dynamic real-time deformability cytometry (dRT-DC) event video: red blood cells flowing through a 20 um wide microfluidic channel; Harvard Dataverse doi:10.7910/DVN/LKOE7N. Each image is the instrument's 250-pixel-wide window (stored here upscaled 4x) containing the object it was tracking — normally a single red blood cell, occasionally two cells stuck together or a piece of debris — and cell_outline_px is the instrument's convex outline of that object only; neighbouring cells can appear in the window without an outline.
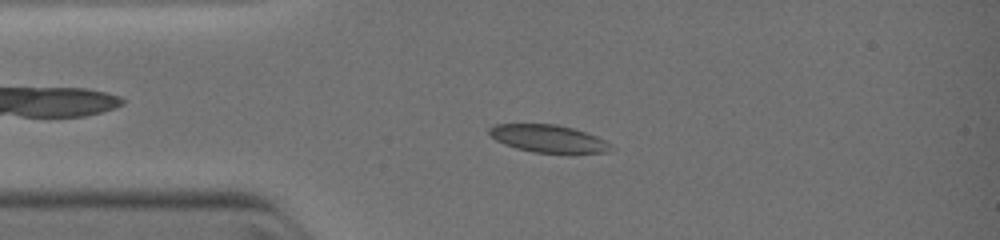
{"species": "common noctule bat (a hibernating species)", "species_latin": "Nyctalus noctula", "temperature_condition": "warm", "stored_images_in_passage": 38, "camera_frame_rate_fps": 3000, "um_per_image_px": 0.085, "animal": {"sex": "female", "body_mass_g": 19.0, "forearm_length_mm": 51.5}, "frame": {"image": 1, "passage_image": 7, "time_ms": 2.333, "image_size_px": [1000, 240], "cell_outline_px": [[616, 148], [608, 152], [532, 152], [516, 148], [504, 144], [496, 140], [488, 132], [488, 128], [492, 124], [556, 124], [572, 128], [596, 136], [604, 140]], "centroid_in_image_um": [46.57, 11.77], "position_along_channel_um": 38.4, "area_um2": 19.31}}
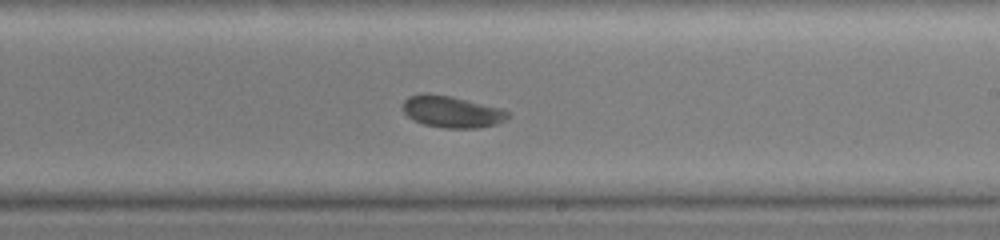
{"frame": {"image": 2, "passage_image": 19, "time_ms": 7.0, "image_size_px": [1000, 240], "cell_outline_px": [[512, 116], [496, 124], [480, 128], [444, 128], [424, 124], [412, 120], [400, 108], [404, 100], [408, 96], [424, 92], [428, 92], [452, 96], [500, 108], [512, 112]], "centroid_in_image_um": [38.39, 9.48], "position_along_channel_um": 250.6, "area_um2": 19.83}}
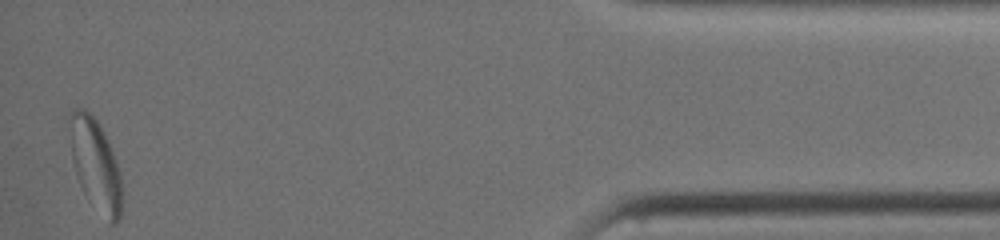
{"frame": {"image": 3, "passage_image": 36, "time_ms": 12.0, "image_size_px": [1000, 240], "cell_outline_px": [[120, 216], [116, 224], [108, 224], [88, 200], [76, 176], [72, 160], [72, 112], [76, 108], [84, 108], [96, 120], [104, 132], [108, 140], [120, 172]], "centroid_in_image_um": [8.14, 14.08], "position_along_channel_um": 427.1, "area_um2": 27.05}}